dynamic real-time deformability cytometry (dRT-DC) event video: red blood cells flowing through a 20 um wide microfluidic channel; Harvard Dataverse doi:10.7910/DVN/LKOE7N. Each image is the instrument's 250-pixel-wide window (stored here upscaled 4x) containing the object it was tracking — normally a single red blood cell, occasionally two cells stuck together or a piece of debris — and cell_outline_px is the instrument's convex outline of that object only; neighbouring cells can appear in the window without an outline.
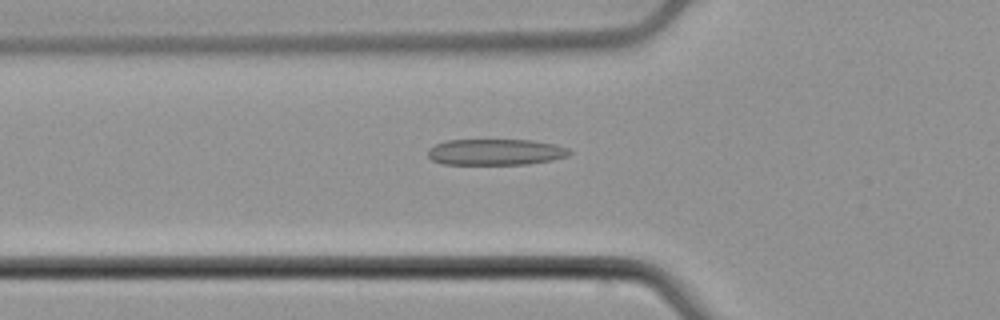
{"species": "common noctule bat (a hibernating species)", "species_latin": "Nyctalus noctula", "temperature_condition": "cold", "stored_images_in_passage": 43, "camera_frame_rate_fps": 3000, "um_per_image_px": 0.085, "animal": {"sex": "male", "body_mass_g": 21.5, "forearm_length_mm": 52.0}, "frame": {"image": 1, "passage_image": 9, "time_ms": 2.667, "image_size_px": [1000, 320], "cell_outline_px": [[572, 152], [568, 156], [552, 160], [528, 164], [444, 164], [432, 160], [428, 156], [428, 148], [444, 140], [532, 140], [556, 144], [568, 148]], "centroid_in_image_um": [42.13, 12.92], "position_along_channel_um": 83.7, "area_um2": 21.68}}
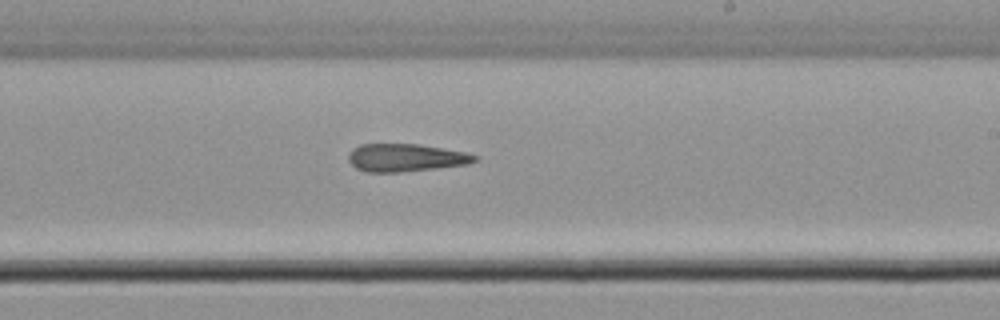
{"frame": {"image": 2, "passage_image": 22, "time_ms": 7.0, "image_size_px": [1000, 320], "cell_outline_px": [[480, 160], [468, 164], [436, 168], [400, 172], [368, 172], [356, 168], [348, 160], [348, 156], [352, 148], [360, 144], [420, 144], [464, 152], [480, 156]], "centroid_in_image_um": [34.51, 13.4], "position_along_channel_um": 254.5, "area_um2": 20.52}}
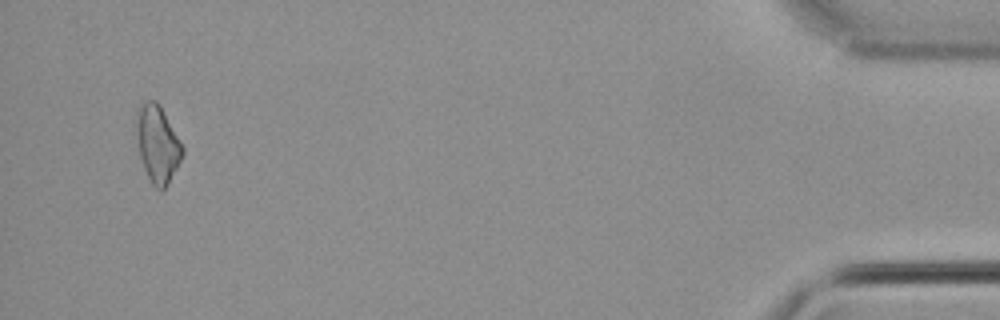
{"frame": {"image": 3, "passage_image": 41, "time_ms": 13.333, "image_size_px": [1000, 320], "cell_outline_px": [[184, 152], [176, 168], [164, 188], [160, 192], [152, 184], [144, 168], [140, 156], [136, 132], [136, 120], [140, 104], [144, 100], [156, 100], [160, 104], [180, 140], [184, 148]], "centroid_in_image_um": [13.38, 12.19], "position_along_channel_um": 421.8, "area_um2": 20.46}}